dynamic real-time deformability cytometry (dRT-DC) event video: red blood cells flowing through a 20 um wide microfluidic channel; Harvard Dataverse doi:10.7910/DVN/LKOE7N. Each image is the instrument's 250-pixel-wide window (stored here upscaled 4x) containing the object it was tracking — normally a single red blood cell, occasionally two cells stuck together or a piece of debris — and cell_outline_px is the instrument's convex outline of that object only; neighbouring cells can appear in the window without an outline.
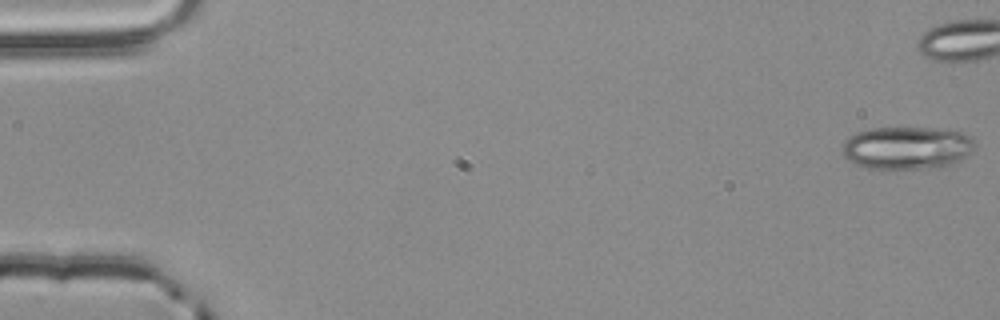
{"species": "common noctule bat (a hibernating species)", "species_latin": "Nyctalus noctula", "temperature_condition": "room temperature", "stored_images_in_passage": 43, "camera_frame_rate_fps": 3000, "um_per_image_px": 0.085, "animal": {"sex": "male", "body_mass_g": 20.4}, "frame": {"image": 1, "passage_image": 1, "time_ms": 0.0, "image_size_px": [1000, 320], "cell_outline_px": [[976, 148], [972, 152], [960, 160], [944, 168], [868, 168], [856, 164], [848, 160], [844, 156], [844, 140], [848, 136], [856, 132], [872, 128], [932, 128], [964, 132], [972, 136], [976, 144]], "centroid_in_image_um": [77.15, 12.56], "position_along_channel_um": 7.8, "area_um2": 33.29}}
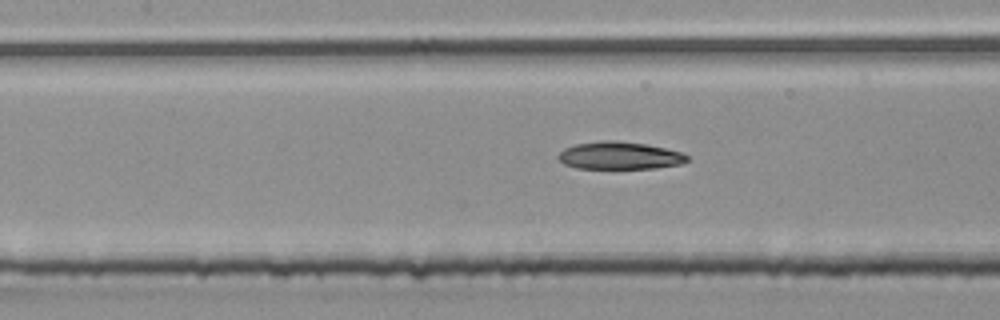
{"frame": {"image": 2, "passage_image": 25, "time_ms": 8.0, "image_size_px": [1000, 320], "cell_outline_px": [[688, 160], [680, 164], [656, 168], [576, 168], [564, 164], [556, 156], [564, 148], [576, 144], [600, 140], [612, 140], [644, 144], [664, 148], [680, 152], [688, 156]], "centroid_in_image_um": [52.62, 13.22], "position_along_channel_um": 154.8, "area_um2": 20.52}}